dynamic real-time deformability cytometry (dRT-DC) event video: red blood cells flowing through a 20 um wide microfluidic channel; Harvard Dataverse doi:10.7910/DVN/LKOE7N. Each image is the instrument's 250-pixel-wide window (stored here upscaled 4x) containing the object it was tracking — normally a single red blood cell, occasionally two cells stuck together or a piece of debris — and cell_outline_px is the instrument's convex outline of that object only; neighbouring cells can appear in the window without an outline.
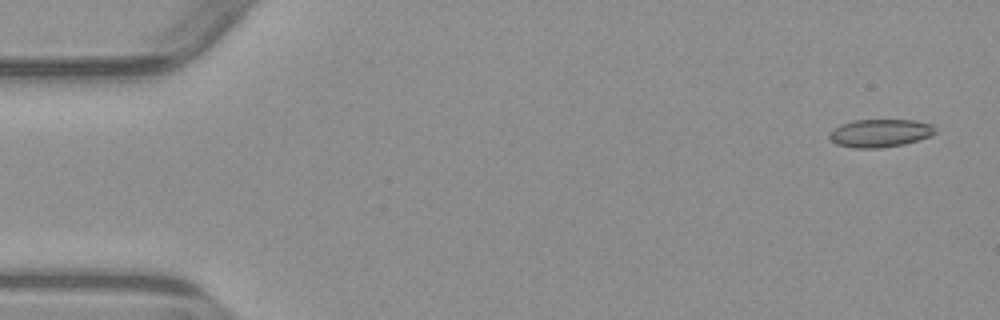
{"species": "common noctule bat (a hibernating species)", "species_latin": "Nyctalus noctula", "temperature_condition": "warm", "stored_images_in_passage": 5, "camera_frame_rate_fps": 3000, "um_per_image_px": 0.085, "animal": {"sex": "male", "body_mass_g": 23.1, "forearm_length_mm": 52.7}, "frame": {"image": 1, "passage_image": 5, "time_ms": 5.667, "image_size_px": [1000, 320], "cell_outline_px": [[936, 132], [928, 136], [904, 144], [880, 148], [852, 148], [836, 144], [828, 136], [828, 132], [832, 128], [840, 124], [852, 120], [916, 120], [932, 124]], "centroid_in_image_um": [74.74, 11.31], "position_along_channel_um": 10.3, "area_um2": 17.34}}